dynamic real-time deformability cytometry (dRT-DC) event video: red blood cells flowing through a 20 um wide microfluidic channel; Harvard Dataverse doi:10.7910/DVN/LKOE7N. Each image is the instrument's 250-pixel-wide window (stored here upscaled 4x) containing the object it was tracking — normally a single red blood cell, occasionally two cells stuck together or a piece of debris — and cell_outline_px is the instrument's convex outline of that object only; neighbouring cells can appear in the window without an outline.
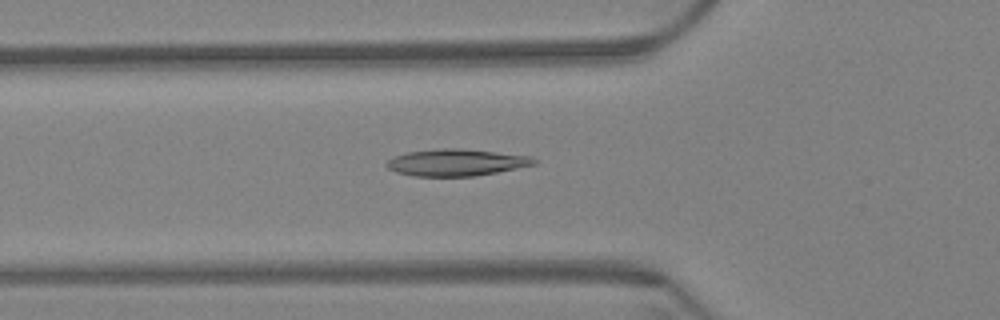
{"species": "Egyptian fruit bat (a non-hibernating species)", "species_latin": "Rousettus aegyptiacus", "temperature_condition": "warm", "stored_images_in_passage": 62, "camera_frame_rate_fps": 3000, "um_per_image_px": 0.085, "animal": {"sex": "female"}, "frame": {"image": 1, "passage_image": 22, "time_ms": 7.0, "image_size_px": [1000, 320], "cell_outline_px": [[536, 164], [496, 172], [472, 176], [412, 176], [396, 172], [388, 168], [384, 164], [392, 156], [408, 152], [440, 148], [464, 148], [532, 156], [536, 160]], "centroid_in_image_um": [38.75, 13.8], "position_along_channel_um": 87.0, "area_um2": 23.12}}
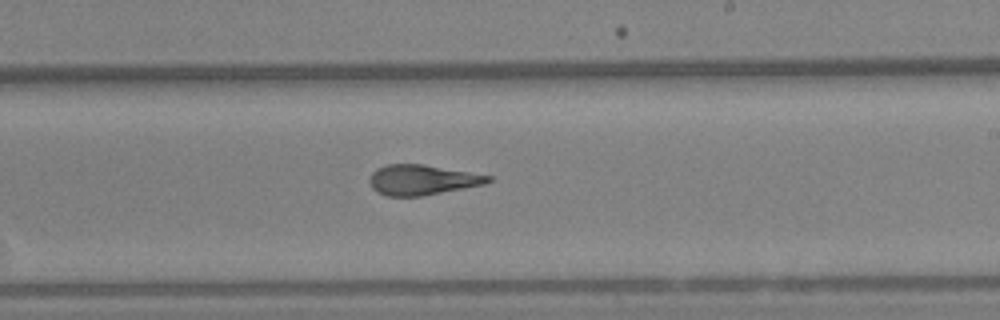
{"frame": {"image": 2, "passage_image": 37, "time_ms": 12.0, "image_size_px": [1000, 320], "cell_outline_px": [[492, 180], [484, 184], [420, 196], [388, 196], [376, 192], [372, 188], [368, 180], [372, 172], [376, 168], [388, 164], [424, 164], [492, 176]], "centroid_in_image_um": [35.83, 15.28], "position_along_channel_um": 253.2, "area_um2": 20.75}}
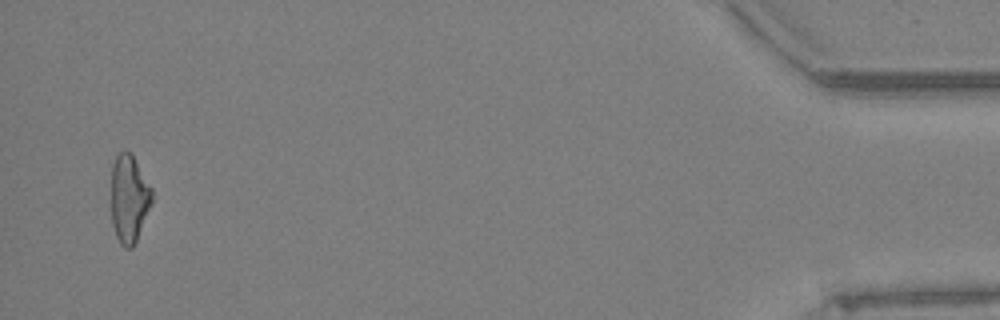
{"frame": {"image": 3, "passage_image": 60, "time_ms": 19.667, "image_size_px": [1000, 320], "cell_outline_px": [[152, 204], [136, 240], [132, 248], [124, 248], [120, 244], [116, 236], [112, 224], [112, 164], [116, 156], [124, 148], [132, 152], [152, 188]], "centroid_in_image_um": [10.98, 16.84], "position_along_channel_um": 424.2, "area_um2": 21.1}, "authors_computed_cell_mechanics": {"area_um2": 21.7039, "velocity_mm_per_s": 3.3332, "shape_relaxation_time_tau1_ms": null, "shape_relaxation_time_tau2_ms": 1.9892, "deformation_change_tau1": null, "deformation_change_tau2": 0.1037}}